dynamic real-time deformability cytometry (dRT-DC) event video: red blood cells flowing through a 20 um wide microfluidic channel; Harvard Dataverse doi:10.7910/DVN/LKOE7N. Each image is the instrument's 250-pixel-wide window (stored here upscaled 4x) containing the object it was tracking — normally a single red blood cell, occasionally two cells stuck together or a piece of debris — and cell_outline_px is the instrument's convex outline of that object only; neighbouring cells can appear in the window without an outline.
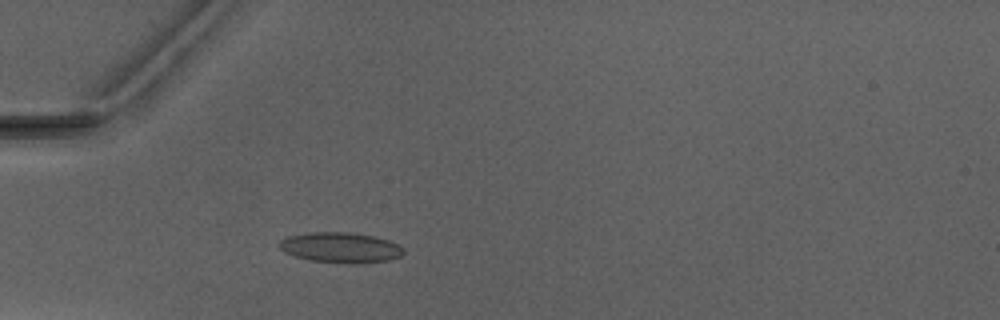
{"species": "Egyptian fruit bat (a non-hibernating species)", "species_latin": "Rousettus aegyptiacus", "temperature_condition": "warm", "stored_images_in_passage": 4, "camera_frame_rate_fps": 3000, "um_per_image_px": 0.085, "animal": {"sex": "male"}, "frame": {"image": 1, "passage_image": 4, "time_ms": 3.667, "image_size_px": [1000, 320], "cell_outline_px": [[404, 252], [400, 256], [388, 260], [308, 260], [284, 252], [276, 244], [280, 240], [288, 236], [308, 232], [348, 232], [376, 236], [388, 240], [404, 248]], "centroid_in_image_um": [28.87, 20.97], "position_along_channel_um": 56.1, "area_um2": 20.92}}